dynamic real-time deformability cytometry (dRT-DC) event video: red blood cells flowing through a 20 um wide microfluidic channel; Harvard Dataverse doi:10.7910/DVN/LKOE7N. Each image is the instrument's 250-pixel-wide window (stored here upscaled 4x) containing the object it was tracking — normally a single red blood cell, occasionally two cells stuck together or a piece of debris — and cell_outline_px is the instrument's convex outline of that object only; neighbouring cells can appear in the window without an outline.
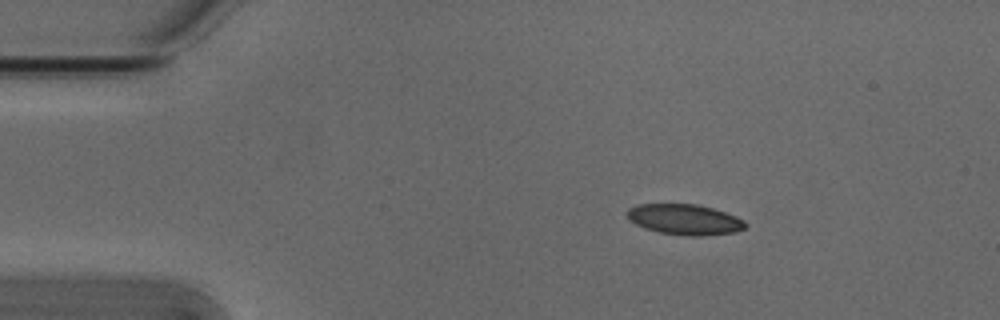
{"species": "Egyptian fruit bat (a non-hibernating species)", "species_latin": "Rousettus aegyptiacus", "temperature_condition": "cold", "stored_images_in_passage": 4, "camera_frame_rate_fps": 3000, "um_per_image_px": 0.085, "animal": {"sex": "male"}, "frame": {"image": 1, "passage_image": 2, "time_ms": 0.333, "image_size_px": [1000, 320], "cell_outline_px": [[748, 224], [744, 228], [736, 232], [704, 236], [688, 236], [660, 232], [644, 228], [628, 220], [624, 212], [628, 208], [640, 204], [696, 204], [712, 208], [736, 216], [744, 220]], "centroid_in_image_um": [58.17, 18.66], "position_along_channel_um": 26.8, "area_um2": 21.21}}
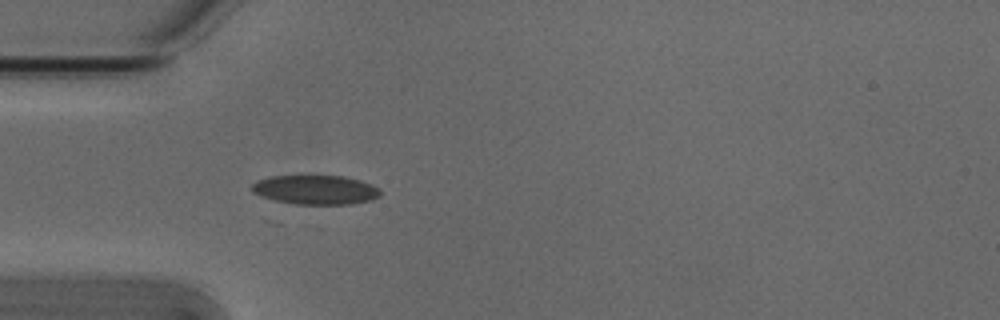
{"frame": {"image": 2, "passage_image": 4, "time_ms": 1.0, "image_size_px": [1000, 320], "cell_outline_px": [[380, 196], [372, 200], [352, 204], [292, 204], [260, 196], [252, 192], [252, 184], [256, 180], [268, 176], [344, 176], [360, 180], [372, 184], [380, 188]], "centroid_in_image_um": [26.83, 16.13], "position_along_channel_um": 58.2, "area_um2": 22.08}}